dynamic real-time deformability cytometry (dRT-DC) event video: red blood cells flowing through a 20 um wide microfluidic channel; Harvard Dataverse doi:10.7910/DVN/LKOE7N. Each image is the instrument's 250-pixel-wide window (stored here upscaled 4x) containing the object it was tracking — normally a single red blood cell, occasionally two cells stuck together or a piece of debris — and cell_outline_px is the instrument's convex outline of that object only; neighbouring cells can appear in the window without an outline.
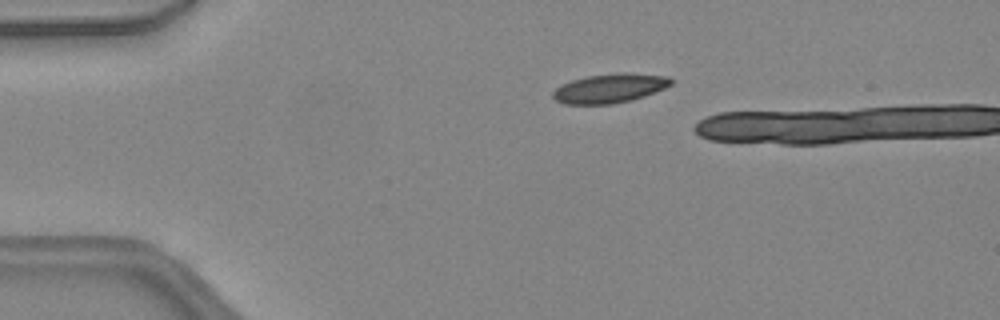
{"species": "common noctule bat (a hibernating species)", "species_latin": "Nyctalus noctula", "temperature_condition": "warm", "stored_images_in_passage": 12, "camera_frame_rate_fps": 3000, "um_per_image_px": 0.085, "animal": {"sex": "female", "body_mass_g": 24.6, "forearm_length_mm": 56.2}, "frame": {"image": 1, "passage_image": 10, "time_ms": 3.0, "image_size_px": [1000, 320], "cell_outline_px": [[672, 84], [664, 88], [644, 96], [632, 100], [612, 104], [564, 104], [556, 100], [552, 96], [552, 92], [560, 84], [572, 80], [588, 76], [668, 76], [672, 80]], "centroid_in_image_um": [51.72, 7.58], "position_along_channel_um": 33.3, "area_um2": 18.9}}